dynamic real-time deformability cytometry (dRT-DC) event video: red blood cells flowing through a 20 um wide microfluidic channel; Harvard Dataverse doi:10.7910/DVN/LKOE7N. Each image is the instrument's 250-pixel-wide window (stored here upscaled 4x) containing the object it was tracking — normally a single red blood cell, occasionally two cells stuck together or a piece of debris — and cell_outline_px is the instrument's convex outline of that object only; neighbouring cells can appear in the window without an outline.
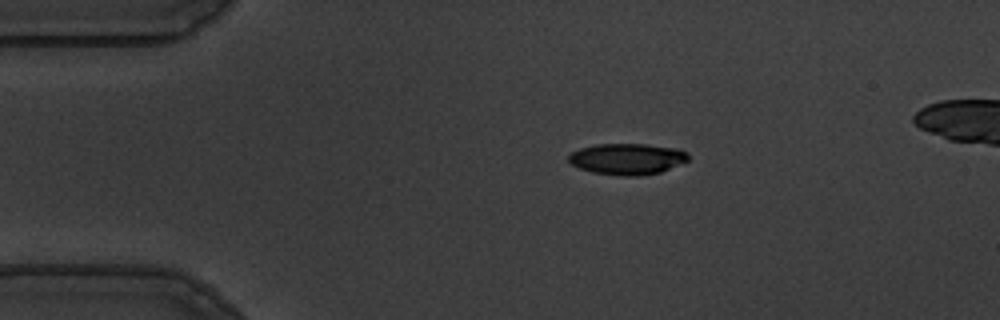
{"species": "common noctule bat (a hibernating species)", "species_latin": "Nyctalus noctula", "temperature_condition": "warm", "stored_images_in_passage": 45, "camera_frame_rate_fps": 3000, "um_per_image_px": 0.085, "animal": {"sex": "male", "body_mass_g": 19.5, "forearm_length_mm": 54.6}, "frame": {"image": 1, "passage_image": 1, "time_ms": 0.0, "image_size_px": [1000, 320], "cell_outline_px": [[688, 160], [660, 172], [636, 176], [624, 176], [592, 172], [580, 168], [572, 164], [568, 160], [568, 156], [572, 152], [580, 148], [596, 144], [644, 144], [676, 148], [688, 152]], "centroid_in_image_um": [53.3, 13.5], "position_along_channel_um": 31.7, "area_um2": 21.56}}
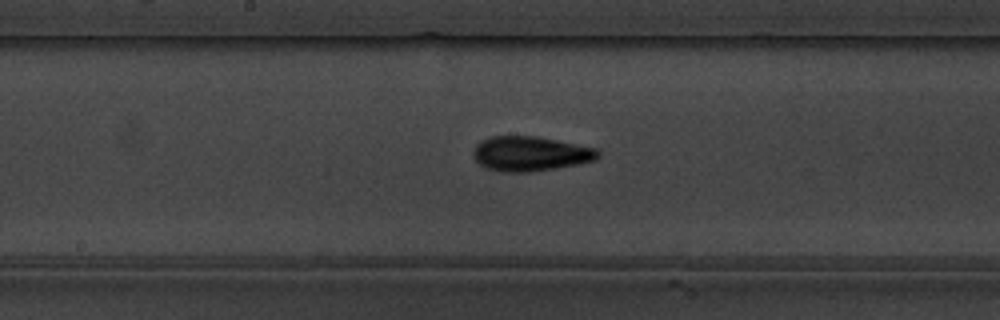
{"frame": {"image": 2, "passage_image": 19, "time_ms": 6.0, "image_size_px": [1000, 320], "cell_outline_px": [[600, 156], [596, 160], [556, 168], [528, 172], [504, 172], [488, 168], [480, 164], [472, 156], [472, 152], [476, 144], [480, 140], [488, 136], [536, 136], [596, 148], [600, 152]], "centroid_in_image_um": [45.05, 13.05], "position_along_channel_um": 203.1, "area_um2": 25.26}}
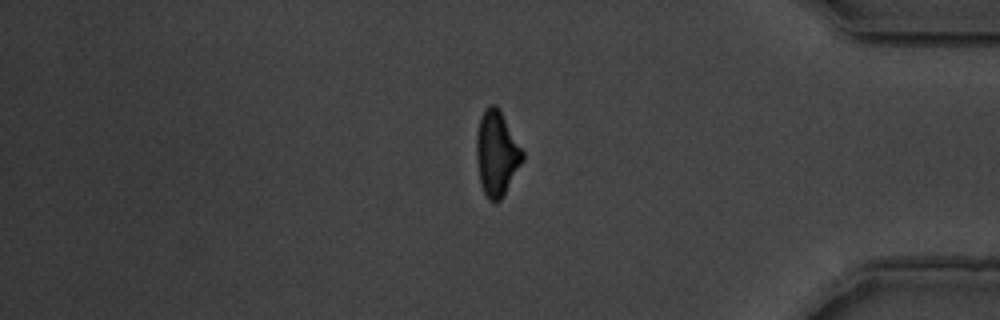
{"frame": {"image": 3, "passage_image": 37, "time_ms": 12.0, "image_size_px": [1000, 320], "cell_outline_px": [[524, 160], [500, 200], [496, 204], [488, 200], [480, 184], [476, 160], [476, 136], [480, 116], [492, 104], [496, 104], [500, 108], [524, 152]], "centroid_in_image_um": [42.21, 13.05], "position_along_channel_um": 393.0, "area_um2": 23.0}, "authors_computed_cell_mechanics": {"area_um2": 23.0044, "velocity_mm_per_s": 3.6172, "shape_relaxation_time_tau1_ms": 3.5942, "shape_relaxation_time_tau2_ms": 2.6946, "deformation_change_tau1": 0.1832, "deformation_change_tau2": 0.1107}}